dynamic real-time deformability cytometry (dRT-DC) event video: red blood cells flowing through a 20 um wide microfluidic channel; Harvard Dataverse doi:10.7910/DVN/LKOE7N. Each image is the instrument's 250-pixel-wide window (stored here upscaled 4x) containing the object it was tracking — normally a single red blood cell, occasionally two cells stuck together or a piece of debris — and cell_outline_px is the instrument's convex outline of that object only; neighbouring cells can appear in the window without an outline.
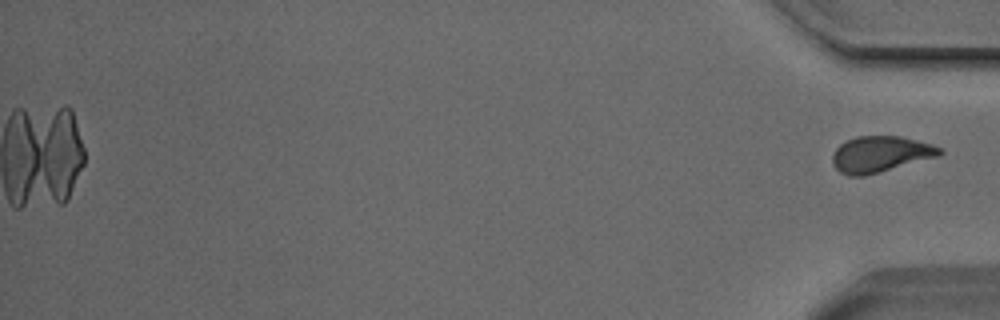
{"species": "Egyptian fruit bat (a non-hibernating species)", "species_latin": "Rousettus aegyptiacus", "temperature_condition": "cold", "stored_images_in_passage": 48, "camera_frame_rate_fps": 3000, "um_per_image_px": 0.085, "animal": {"sex": "male"}, "frame": {"image": 1, "passage_image": 48, "time_ms": 15.667, "image_size_px": [1000, 320], "cell_outline_px": [[944, 152], [936, 156], [864, 176], [848, 176], [840, 172], [832, 164], [832, 156], [836, 148], [840, 144], [856, 136], [900, 136], [932, 144], [940, 148]], "centroid_in_image_um": [74.78, 13.1], "position_along_channel_um": 360.4, "area_um2": 22.2}}